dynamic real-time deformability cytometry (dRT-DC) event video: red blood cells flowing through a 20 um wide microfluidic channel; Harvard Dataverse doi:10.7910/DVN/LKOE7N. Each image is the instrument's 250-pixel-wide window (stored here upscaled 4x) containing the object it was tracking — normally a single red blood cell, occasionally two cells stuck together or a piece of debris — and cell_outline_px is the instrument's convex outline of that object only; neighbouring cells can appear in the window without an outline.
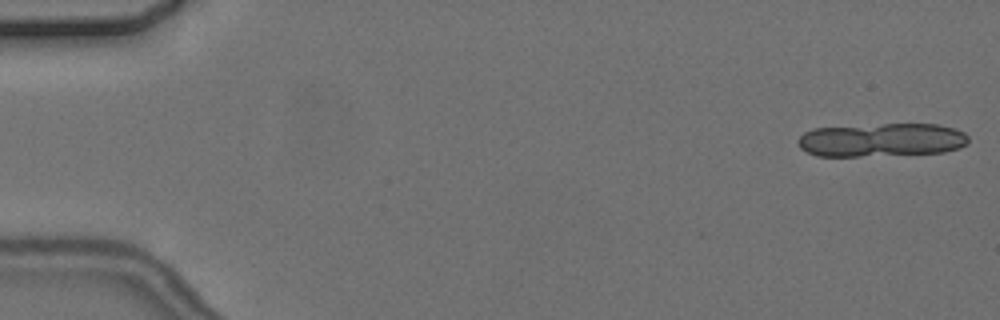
{"species": "common noctule bat (a hibernating species)", "species_latin": "Nyctalus noctula", "temperature_condition": "cold", "stored_images_in_passage": 5, "camera_frame_rate_fps": 3000, "um_per_image_px": 0.085, "animal": {"sex": "female", "body_mass_g": 24.6, "forearm_length_mm": 56.2}, "frame": {"image": 1, "passage_image": 1, "time_ms": 0.0, "image_size_px": [1000, 320], "cell_outline_px": [[968, 144], [960, 148], [944, 152], [860, 156], [816, 156], [800, 148], [796, 140], [804, 132], [812, 128], [884, 124], [936, 124], [952, 128], [964, 132], [968, 136]], "centroid_in_image_um": [74.91, 11.89], "position_along_channel_um": 10.1, "area_um2": 33.35}}